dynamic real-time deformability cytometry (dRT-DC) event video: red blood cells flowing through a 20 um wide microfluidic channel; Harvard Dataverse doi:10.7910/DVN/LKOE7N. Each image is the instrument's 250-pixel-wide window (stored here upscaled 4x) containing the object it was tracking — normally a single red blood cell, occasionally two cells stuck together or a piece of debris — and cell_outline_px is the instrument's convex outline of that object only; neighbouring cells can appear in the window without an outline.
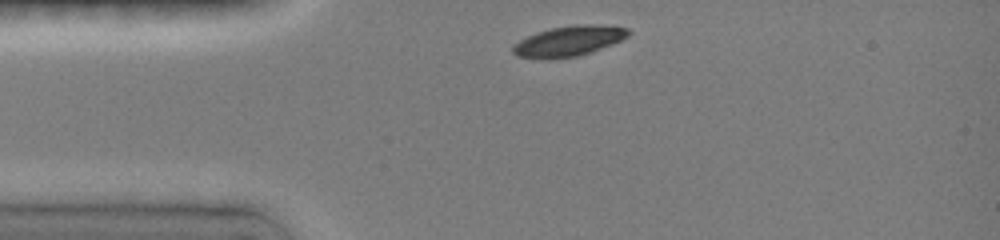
{"species": "common noctule bat (a hibernating species)", "species_latin": "Nyctalus noctula", "temperature_condition": "room temperature", "stored_images_in_passage": 8, "camera_frame_rate_fps": 3000, "um_per_image_px": 0.085, "animal": {"sex": "female", "body_mass_g": 19.0, "forearm_length_mm": 51.5}, "frame": {"image": 1, "passage_image": 1, "time_ms": 0.0, "image_size_px": [1000, 240], "cell_outline_px": [[632, 32], [628, 36], [612, 44], [576, 56], [516, 56], [512, 52], [512, 44], [536, 32], [552, 28], [572, 24], [592, 24], [628, 28]], "centroid_in_image_um": [48.38, 3.43], "position_along_channel_um": 36.6, "area_um2": 19.54}}
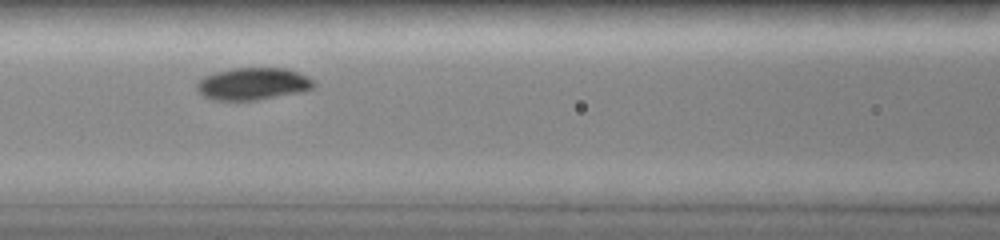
{"frame": {"image": 2, "passage_image": 6, "time_ms": 3.333, "image_size_px": [1000, 240], "cell_outline_px": [[316, 84], [312, 88], [300, 92], [256, 100], [216, 100], [204, 96], [196, 88], [196, 84], [204, 76], [216, 72], [232, 68], [288, 68], [308, 76]], "centroid_in_image_um": [21.51, 7.11], "position_along_channel_um": 145.1, "area_um2": 21.85}}